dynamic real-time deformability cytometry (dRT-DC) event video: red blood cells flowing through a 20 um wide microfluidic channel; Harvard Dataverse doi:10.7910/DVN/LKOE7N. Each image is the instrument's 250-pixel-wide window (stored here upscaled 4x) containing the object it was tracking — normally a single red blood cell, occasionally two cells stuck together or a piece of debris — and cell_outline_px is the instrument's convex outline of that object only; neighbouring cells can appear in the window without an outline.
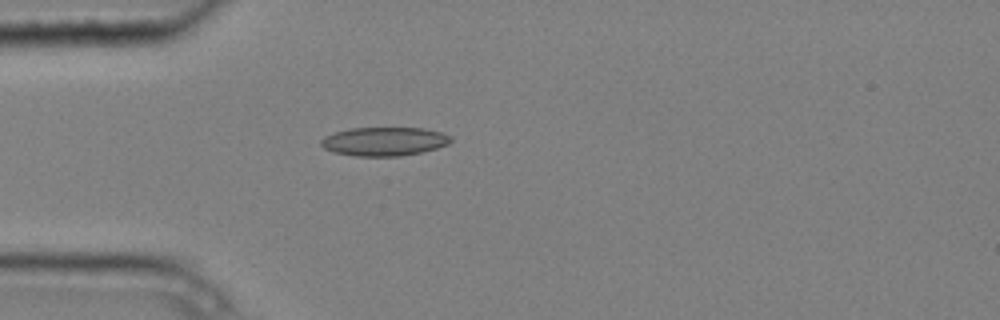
{"species": "common noctule bat (a hibernating species)", "species_latin": "Nyctalus noctula", "temperature_condition": "cold", "stored_images_in_passage": 1, "camera_frame_rate_fps": 3000, "um_per_image_px": 0.085, "animal": {"sex": "male", "body_mass_g": 20.4}, "frame": {"image": 1, "passage_image": 1, "time_ms": 0.0, "image_size_px": [1000, 320], "cell_outline_px": [[452, 140], [448, 144], [436, 148], [420, 152], [400, 156], [356, 156], [332, 152], [324, 148], [320, 144], [320, 140], [324, 136], [336, 132], [352, 128], [424, 128], [440, 132], [452, 136]], "centroid_in_image_um": [32.64, 12.02], "position_along_channel_um": 52.4, "area_um2": 21.68}}